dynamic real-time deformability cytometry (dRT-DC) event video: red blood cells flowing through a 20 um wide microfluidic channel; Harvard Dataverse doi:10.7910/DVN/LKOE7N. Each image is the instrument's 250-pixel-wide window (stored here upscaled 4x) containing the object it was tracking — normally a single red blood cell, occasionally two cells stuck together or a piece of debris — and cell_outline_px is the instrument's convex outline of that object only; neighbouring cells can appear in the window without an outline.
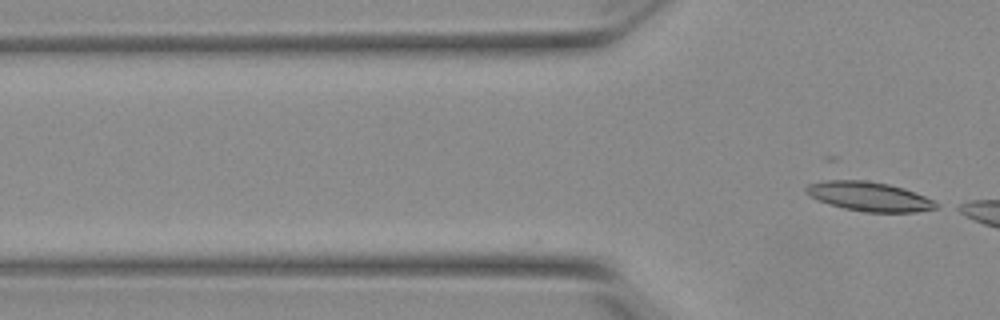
{"species": "Egyptian fruit bat (a non-hibernating species)", "species_latin": "Rousettus aegyptiacus", "temperature_condition": "warm", "stored_images_in_passage": 10, "camera_frame_rate_fps": 3000, "um_per_image_px": 0.085, "animal": {"sex": "female"}, "frame": {"image": 1, "passage_image": 10, "time_ms": 3.0, "image_size_px": [1000, 320], "cell_outline_px": [[940, 208], [916, 212], [864, 212], [844, 208], [828, 204], [804, 192], [804, 188], [808, 184], [832, 176], [864, 180], [888, 184], [904, 188], [924, 196], [932, 200]], "centroid_in_image_um": [73.78, 16.65], "position_along_channel_um": 52.0, "area_um2": 22.77}}